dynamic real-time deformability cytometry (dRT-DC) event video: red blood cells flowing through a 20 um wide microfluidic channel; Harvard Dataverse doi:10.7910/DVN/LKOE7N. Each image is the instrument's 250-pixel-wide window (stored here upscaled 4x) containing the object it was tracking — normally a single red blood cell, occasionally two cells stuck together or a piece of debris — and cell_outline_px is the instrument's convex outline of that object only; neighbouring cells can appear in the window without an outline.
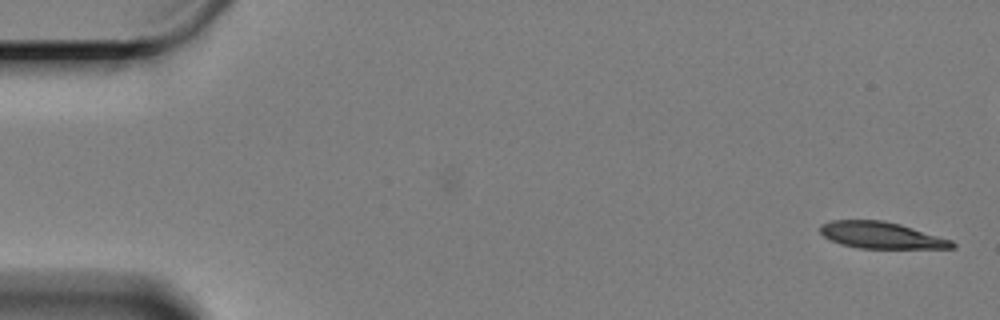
{"species": "Egyptian fruit bat (a non-hibernating species)", "species_latin": "Rousettus aegyptiacus", "temperature_condition": "cold", "stored_images_in_passage": 49, "camera_frame_rate_fps": 3000, "um_per_image_px": 0.085, "animal": {"sex": "female"}, "frame": {"image": 1, "passage_image": 1, "time_ms": 0.0, "image_size_px": [1000, 320], "cell_outline_px": [[956, 248], [860, 248], [840, 244], [824, 236], [820, 232], [820, 224], [832, 220], [884, 220], [900, 224], [952, 240], [956, 244]], "centroid_in_image_um": [74.9, 19.99], "position_along_channel_um": 10.1, "area_um2": 20.35}}
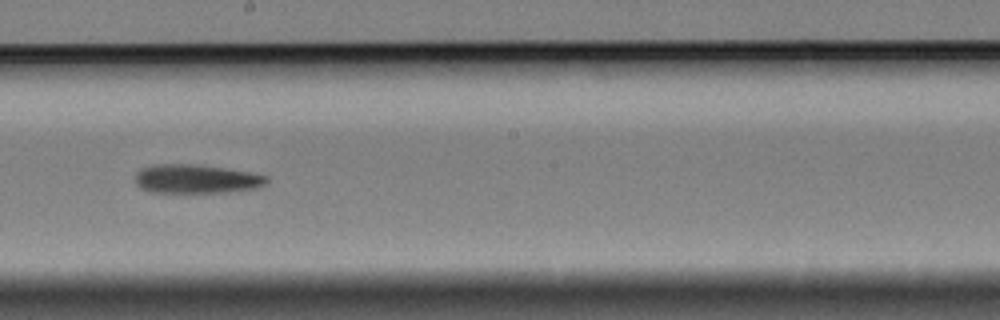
{"frame": {"image": 2, "passage_image": 33, "time_ms": 10.667, "image_size_px": [1000, 320], "cell_outline_px": [[268, 180], [264, 184], [256, 188], [228, 192], [152, 192], [140, 188], [136, 184], [136, 172], [140, 168], [156, 164], [188, 164], [220, 168], [248, 172], [268, 176]], "centroid_in_image_um": [16.63, 15.21], "position_along_channel_um": 231.6, "area_um2": 21.79}}
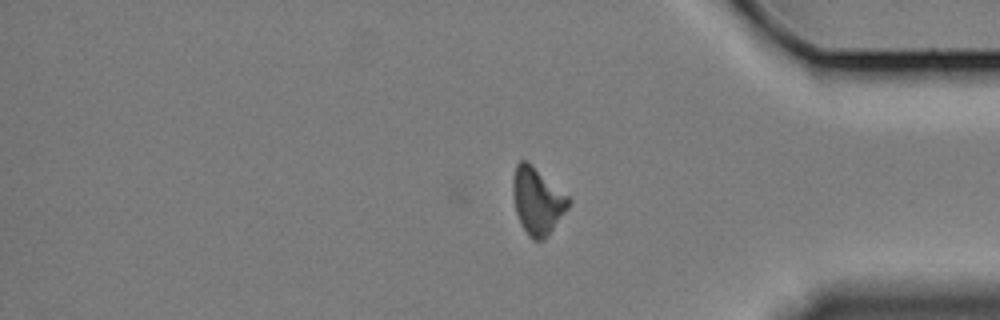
{"frame": {"image": 3, "passage_image": 49, "time_ms": 16.0, "image_size_px": [1000, 320], "cell_outline_px": [[572, 200], [568, 208], [544, 240], [532, 240], [528, 236], [520, 224], [516, 212], [512, 192], [512, 180], [516, 164], [520, 160], [528, 160], [568, 196]], "centroid_in_image_um": [45.65, 17.06], "position_along_channel_um": 389.5, "area_um2": 21.79}, "authors_computed_cell_mechanics": {"area_um2": 22.1374, "velocity_mm_per_s": 3.2886, "shape_relaxation_time_tau1_ms": 9.7114, "shape_relaxation_time_tau2_ms": null, "deformation_change_tau1": 0.2078, "deformation_change_tau2": null}}